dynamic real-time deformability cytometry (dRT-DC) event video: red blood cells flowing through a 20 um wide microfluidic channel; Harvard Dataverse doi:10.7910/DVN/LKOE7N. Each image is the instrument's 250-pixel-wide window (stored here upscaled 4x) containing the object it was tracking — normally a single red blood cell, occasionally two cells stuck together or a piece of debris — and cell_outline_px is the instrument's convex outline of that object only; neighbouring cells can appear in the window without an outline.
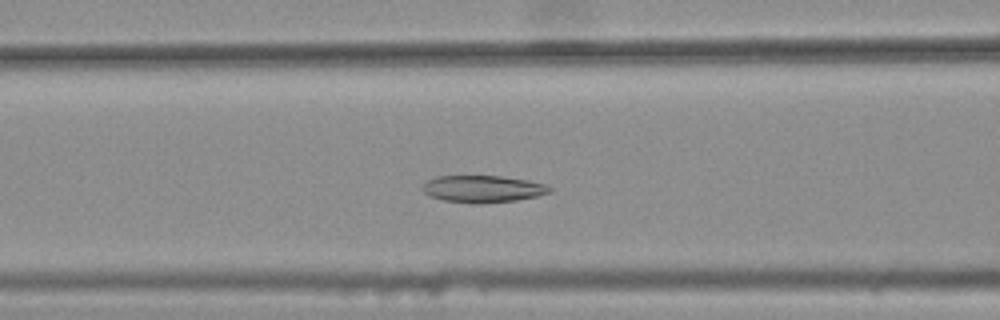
{"species": "common noctule bat (a hibernating species)", "species_latin": "Nyctalus noctula", "temperature_condition": "warm", "stored_images_in_passage": 44, "camera_frame_rate_fps": 3000, "um_per_image_px": 0.085, "animal": {"sex": "female", "body_mass_g": 25.1}, "frame": {"image": 1, "passage_image": 21, "time_ms": 6.667, "image_size_px": [1000, 320], "cell_outline_px": [[552, 192], [536, 196], [516, 200], [444, 200], [428, 196], [424, 192], [424, 184], [428, 180], [436, 176], [500, 176], [528, 180], [544, 184], [552, 188]], "centroid_in_image_um": [41.07, 16.0], "position_along_channel_um": 125.5, "area_um2": 18.84}}
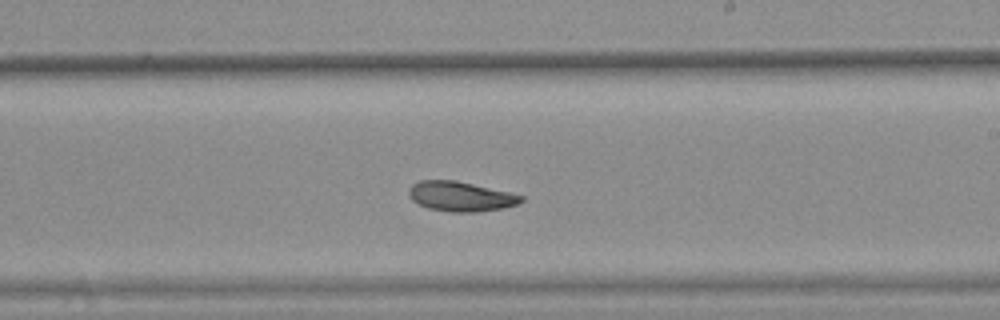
{"frame": {"image": 2, "passage_image": 31, "time_ms": 10.0, "image_size_px": [1000, 320], "cell_outline_px": [[524, 200], [516, 204], [504, 208], [476, 212], [452, 212], [428, 208], [412, 200], [408, 192], [408, 188], [412, 184], [420, 180], [456, 180], [508, 192], [524, 196]], "centroid_in_image_um": [39.14, 16.69], "position_along_channel_um": 249.9, "area_um2": 19.42}}
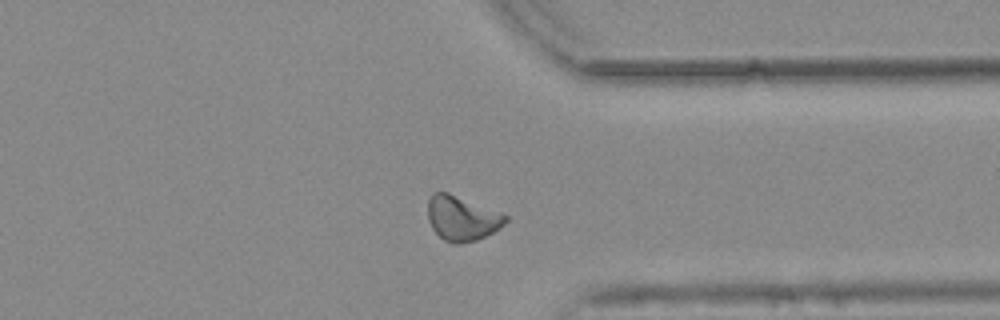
{"frame": {"image": 3, "passage_image": 41, "time_ms": 13.333, "image_size_px": [1000, 320], "cell_outline_px": [[508, 220], [500, 228], [476, 240], [460, 244], [452, 244], [444, 240], [432, 228], [428, 220], [428, 200], [432, 192], [448, 192], [508, 216]], "centroid_in_image_um": [39.23, 18.56], "position_along_channel_um": 372.2, "area_um2": 20.06}, "authors_computed_cell_mechanics": {"area_um2": 20.0855, "velocity_mm_per_s": 3.7427, "shape_relaxation_time_tau1_ms": null, "shape_relaxation_time_tau2_ms": 3.9793, "deformation_change_tau1": null, "deformation_change_tau2": 0.079}}